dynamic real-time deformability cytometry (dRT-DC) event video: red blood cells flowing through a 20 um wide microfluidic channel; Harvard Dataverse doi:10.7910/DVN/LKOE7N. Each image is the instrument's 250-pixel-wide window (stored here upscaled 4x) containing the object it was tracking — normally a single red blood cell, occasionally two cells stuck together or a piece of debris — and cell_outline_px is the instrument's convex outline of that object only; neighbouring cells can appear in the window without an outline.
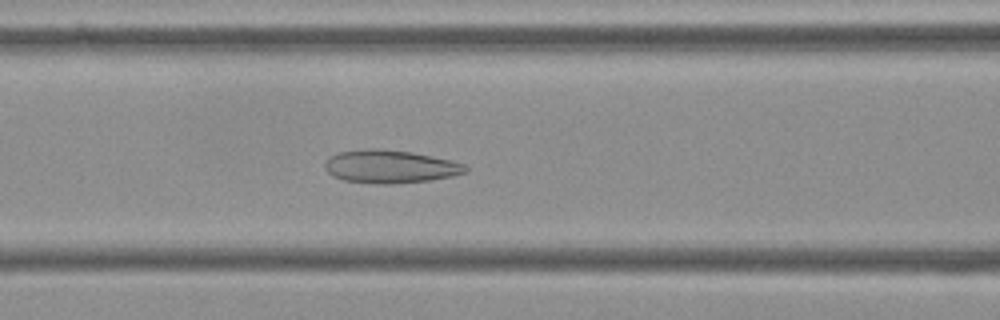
{"species": "Egyptian fruit bat (a non-hibernating species)", "species_latin": "Rousettus aegyptiacus", "temperature_condition": "cold", "stored_images_in_passage": 55, "camera_frame_rate_fps": 3000, "um_per_image_px": 0.085, "frame": {"image": 1, "passage_image": 22, "time_ms": 7.0, "image_size_px": [1000, 320], "cell_outline_px": [[468, 172], [452, 176], [428, 180], [392, 184], [380, 184], [344, 180], [332, 176], [324, 168], [324, 164], [332, 156], [340, 152], [376, 148], [412, 152], [452, 160], [464, 164], [468, 168]], "centroid_in_image_um": [33.19, 14.16], "position_along_channel_um": 133.4, "area_um2": 26.88}}
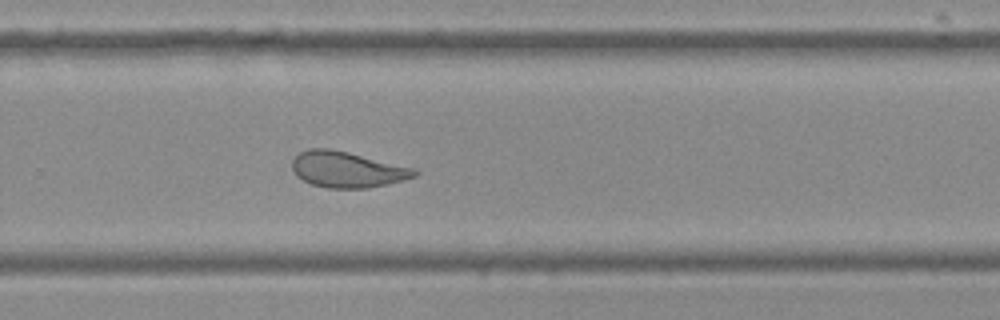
{"frame": {"image": 2, "passage_image": 36, "time_ms": 11.667, "image_size_px": [1000, 320], "cell_outline_px": [[420, 172], [416, 176], [404, 180], [388, 184], [368, 188], [328, 188], [312, 184], [296, 176], [292, 168], [292, 160], [300, 152], [308, 148], [328, 148], [348, 152], [416, 168]], "centroid_in_image_um": [29.53, 14.41], "position_along_channel_um": 300.3, "area_um2": 25.72}}
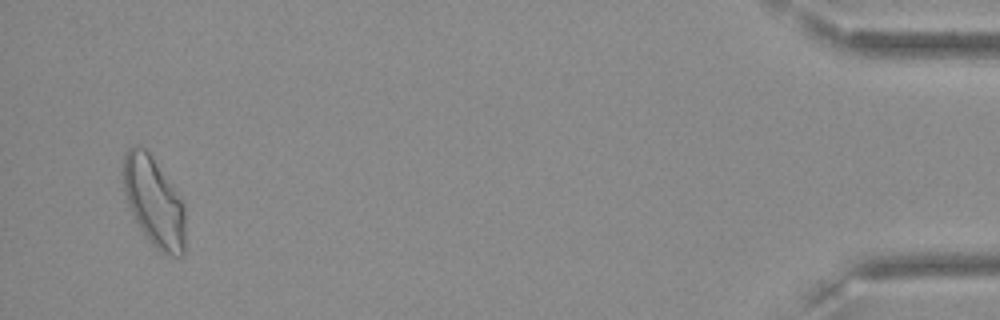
{"frame": {"image": 3, "passage_image": 53, "time_ms": 17.333, "image_size_px": [1000, 320], "cell_outline_px": [[184, 252], [180, 256], [168, 256], [160, 252], [152, 244], [140, 228], [128, 204], [124, 192], [124, 156], [128, 148], [144, 148], [148, 152], [180, 196], [184, 204]], "centroid_in_image_um": [13.1, 17.21], "position_along_channel_um": 422.1, "area_um2": 31.62}, "authors_computed_cell_mechanics": {"area_um2": 28.033, "velocity_mm_per_s": 3.5792, "shape_relaxation_time_tau1_ms": null, "shape_relaxation_time_tau2_ms": 2.1956, "deformation_change_tau1": null, "deformation_change_tau2": 0.0931}}